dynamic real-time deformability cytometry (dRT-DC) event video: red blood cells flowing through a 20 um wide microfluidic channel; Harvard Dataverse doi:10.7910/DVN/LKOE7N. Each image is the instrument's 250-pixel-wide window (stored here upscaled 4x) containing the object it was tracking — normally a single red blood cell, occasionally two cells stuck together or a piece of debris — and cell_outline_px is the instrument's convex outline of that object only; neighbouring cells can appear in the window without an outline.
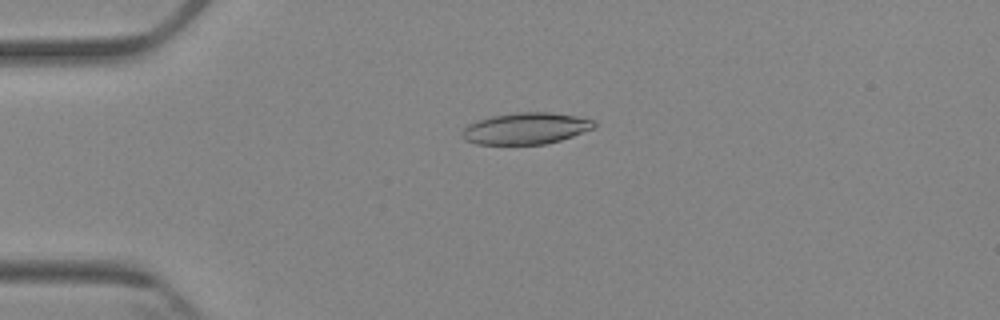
{"species": "Egyptian fruit bat (a non-hibernating species)", "species_latin": "Rousettus aegyptiacus", "temperature_condition": "cold", "stored_images_in_passage": 3, "camera_frame_rate_fps": 3000, "um_per_image_px": 0.085, "animal": {"sex": "female"}, "frame": {"image": 1, "passage_image": 1, "time_ms": 0.0, "image_size_px": [1000, 320], "cell_outline_px": [[596, 128], [560, 140], [544, 144], [476, 144], [464, 140], [460, 136], [460, 132], [468, 124], [476, 120], [492, 116], [516, 112], [552, 112], [576, 116], [596, 120]], "centroid_in_image_um": [44.69, 10.91], "position_along_channel_um": 40.3, "area_um2": 24.51}}
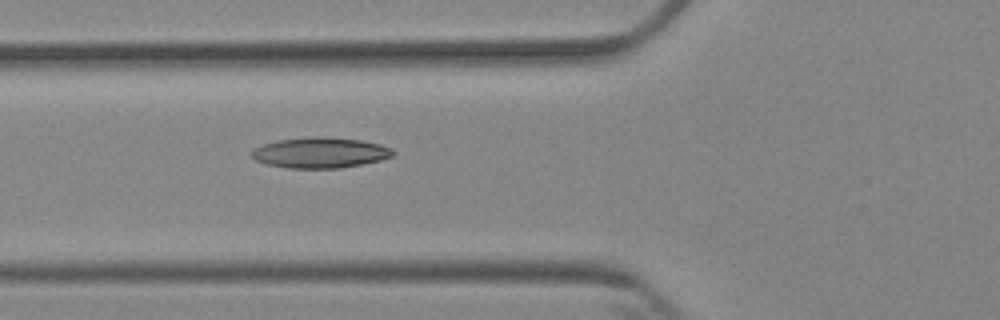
{"frame": {"image": 2, "passage_image": 3, "time_ms": 2.333, "image_size_px": [1000, 320], "cell_outline_px": [[392, 156], [380, 160], [340, 168], [288, 168], [268, 164], [256, 160], [252, 156], [252, 152], [256, 148], [264, 144], [276, 140], [312, 136], [324, 136], [360, 140], [380, 144], [392, 148]], "centroid_in_image_um": [27.21, 12.97], "position_along_channel_um": 98.6, "area_um2": 24.97}}